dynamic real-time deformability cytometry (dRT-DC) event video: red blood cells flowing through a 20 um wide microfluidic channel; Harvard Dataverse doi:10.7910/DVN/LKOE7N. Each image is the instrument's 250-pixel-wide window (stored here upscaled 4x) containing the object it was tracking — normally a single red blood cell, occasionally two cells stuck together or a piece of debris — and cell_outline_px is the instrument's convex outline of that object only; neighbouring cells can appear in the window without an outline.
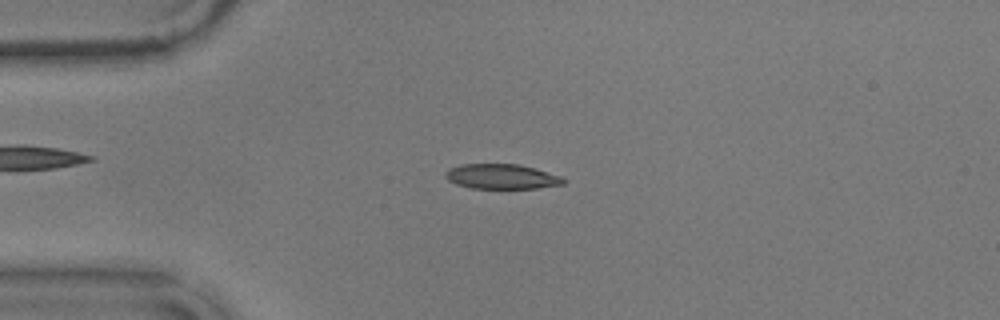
{"species": "common noctule bat (a hibernating species)", "species_latin": "Nyctalus noctula", "temperature_condition": "warm", "stored_images_in_passage": 43, "camera_frame_rate_fps": 3000, "um_per_image_px": 0.085, "animal": {"sex": "male", "body_mass_g": 17.9}, "frame": {"image": 1, "passage_image": 1, "time_ms": 0.0, "image_size_px": [1000, 320], "cell_outline_px": [[568, 180], [564, 184], [536, 188], [472, 188], [456, 184], [448, 180], [444, 176], [444, 172], [448, 168], [460, 164], [520, 164], [536, 168], [560, 176]], "centroid_in_image_um": [42.63, 14.99], "position_along_channel_um": 42.4, "area_um2": 17.28}}
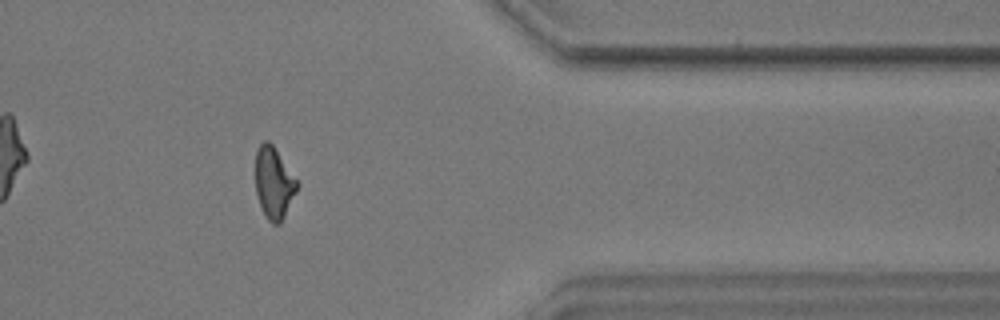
{"frame": {"image": 2, "passage_image": 33, "time_ms": 10.667, "image_size_px": [1000, 320], "cell_outline_px": [[300, 184], [280, 224], [272, 224], [268, 220], [260, 204], [256, 192], [256, 152], [260, 144], [264, 140], [268, 140], [272, 144]], "centroid_in_image_um": [23.28, 15.54], "position_along_channel_um": 388.1, "area_um2": 17.11}}
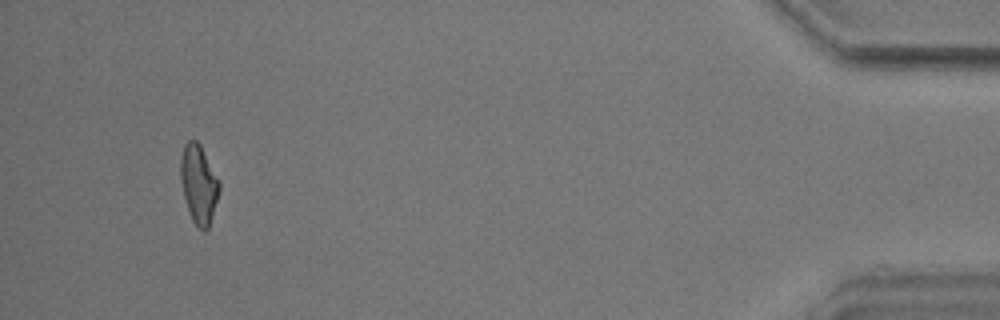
{"frame": {"image": 3, "passage_image": 40, "time_ms": 13.0, "image_size_px": [1000, 320], "cell_outline_px": [[220, 188], [208, 228], [204, 232], [192, 220], [184, 196], [180, 176], [180, 156], [184, 144], [188, 140], [196, 140], [200, 144], [220, 180]], "centroid_in_image_um": [16.89, 15.59], "position_along_channel_um": 418.3, "area_um2": 17.63}, "authors_computed_cell_mechanics": {"area_um2": 17.8024, "velocity_mm_per_s": 3.6172, "shape_relaxation_time_tau1_ms": 4.944, "shape_relaxation_time_tau2_ms": 2.0354, "deformation_change_tau1": 0.1782, "deformation_change_tau2": 0.0935}}